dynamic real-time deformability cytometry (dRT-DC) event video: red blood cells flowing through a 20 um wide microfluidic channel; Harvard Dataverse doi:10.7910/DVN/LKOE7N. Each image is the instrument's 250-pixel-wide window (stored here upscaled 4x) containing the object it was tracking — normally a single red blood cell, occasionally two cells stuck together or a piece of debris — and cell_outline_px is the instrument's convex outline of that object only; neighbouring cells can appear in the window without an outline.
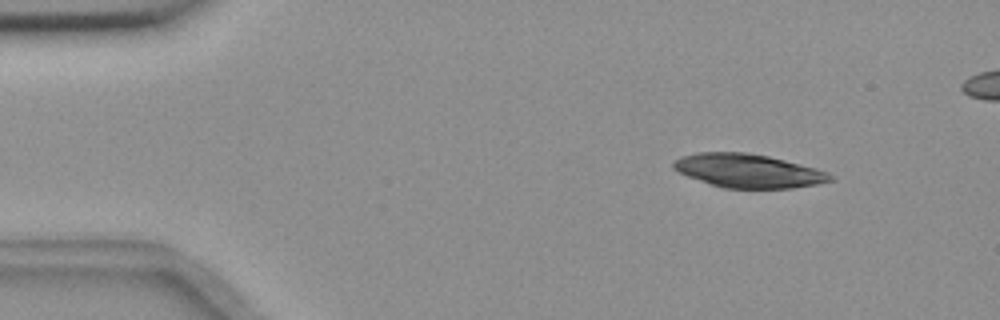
{"species": "common noctule bat (a hibernating species)", "species_latin": "Nyctalus noctula", "temperature_condition": "room temperature", "stored_images_in_passage": 5, "camera_frame_rate_fps": 3000, "um_per_image_px": 0.085, "animal": {"sex": "female", "body_mass_g": 18.4}, "frame": {"image": 1, "passage_image": 2, "time_ms": 0.333, "image_size_px": [1000, 320], "cell_outline_px": [[836, 180], [816, 184], [792, 188], [724, 188], [688, 176], [672, 168], [672, 164], [680, 156], [696, 152], [744, 152], [768, 156], [816, 168], [828, 172]], "centroid_in_image_um": [63.61, 14.51], "position_along_channel_um": 21.4, "area_um2": 30.58}}